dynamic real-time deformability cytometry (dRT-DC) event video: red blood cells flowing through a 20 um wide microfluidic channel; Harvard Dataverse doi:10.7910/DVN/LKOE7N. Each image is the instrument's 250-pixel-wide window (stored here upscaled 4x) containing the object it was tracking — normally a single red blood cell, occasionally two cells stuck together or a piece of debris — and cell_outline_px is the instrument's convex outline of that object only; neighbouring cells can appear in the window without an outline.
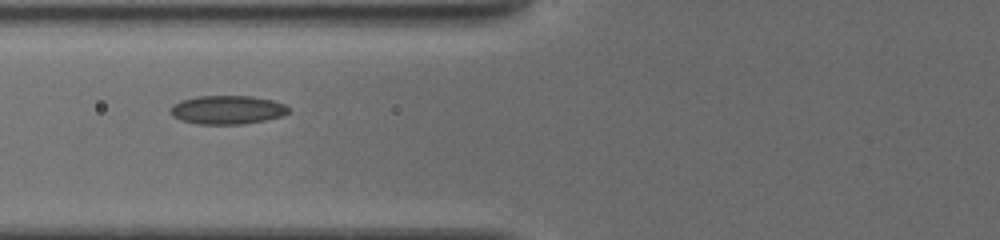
{"species": "common noctule bat (a hibernating species)", "species_latin": "Nyctalus noctula", "temperature_condition": "cold", "stored_images_in_passage": 26, "camera_frame_rate_fps": 3000, "um_per_image_px": 0.085, "animal": {"sex": "female", "body_mass_g": 19.5, "forearm_length_mm": 54.1}, "frame": {"image": 1, "passage_image": 5, "time_ms": 1.667, "image_size_px": [1000, 240], "cell_outline_px": [[288, 112], [280, 116], [264, 120], [244, 124], [196, 124], [172, 116], [172, 108], [176, 104], [184, 100], [196, 96], [252, 96], [272, 100], [284, 104], [288, 108]], "centroid_in_image_um": [19.35, 9.33], "position_along_channel_um": 106.4, "area_um2": 19.31}}
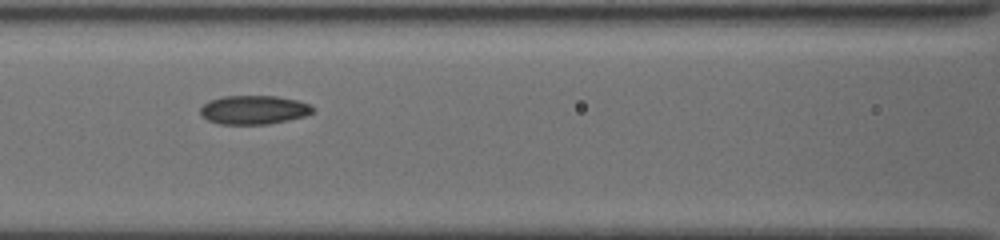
{"frame": {"image": 2, "passage_image": 11, "time_ms": 2.667, "image_size_px": [1000, 240], "cell_outline_px": [[316, 108], [312, 112], [304, 116], [288, 120], [268, 124], [220, 124], [208, 120], [200, 112], [200, 108], [208, 100], [224, 96], [276, 96], [296, 100], [312, 104]], "centroid_in_image_um": [21.6, 9.33], "position_along_channel_um": 145.0, "area_um2": 18.9}}
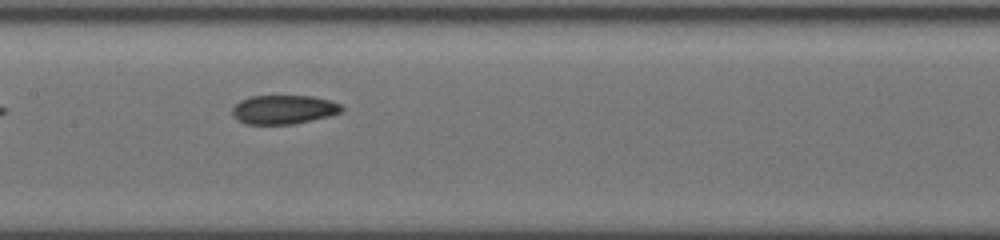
{"frame": {"image": 3, "passage_image": 15, "time_ms": 3.667, "image_size_px": [1000, 240], "cell_outline_px": [[344, 108], [340, 112], [328, 116], [292, 124], [248, 124], [240, 120], [232, 112], [232, 108], [240, 100], [252, 96], [312, 96], [328, 100], [340, 104]], "centroid_in_image_um": [24.12, 9.3], "position_along_channel_um": 183.3, "area_um2": 18.09}}